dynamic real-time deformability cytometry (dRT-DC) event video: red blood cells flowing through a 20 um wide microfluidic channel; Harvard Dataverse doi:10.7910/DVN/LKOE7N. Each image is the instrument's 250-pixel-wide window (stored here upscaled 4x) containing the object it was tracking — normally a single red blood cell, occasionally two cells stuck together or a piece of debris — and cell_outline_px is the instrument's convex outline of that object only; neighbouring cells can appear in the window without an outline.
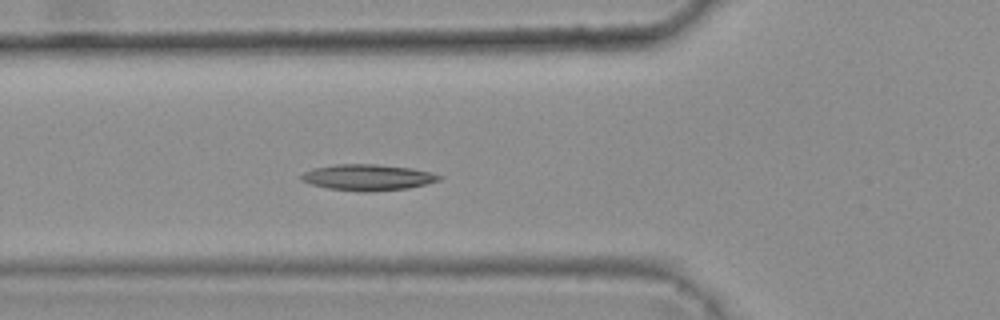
{"species": "common noctule bat (a hibernating species)", "species_latin": "Nyctalus noctula", "temperature_condition": "warm", "stored_images_in_passage": 6, "camera_frame_rate_fps": 3000, "um_per_image_px": 0.085, "animal": {"sex": "female", "body_mass_g": 25.1}, "frame": {"image": 1, "passage_image": 6, "time_ms": 1.667, "image_size_px": [1000, 320], "cell_outline_px": [[444, 176], [440, 180], [408, 188], [368, 192], [360, 192], [328, 188], [312, 184], [300, 180], [300, 176], [304, 172], [312, 168], [336, 164], [376, 164], [412, 168], [432, 172]], "centroid_in_image_um": [31.26, 15.07], "position_along_channel_um": 94.5, "area_um2": 21.04}}